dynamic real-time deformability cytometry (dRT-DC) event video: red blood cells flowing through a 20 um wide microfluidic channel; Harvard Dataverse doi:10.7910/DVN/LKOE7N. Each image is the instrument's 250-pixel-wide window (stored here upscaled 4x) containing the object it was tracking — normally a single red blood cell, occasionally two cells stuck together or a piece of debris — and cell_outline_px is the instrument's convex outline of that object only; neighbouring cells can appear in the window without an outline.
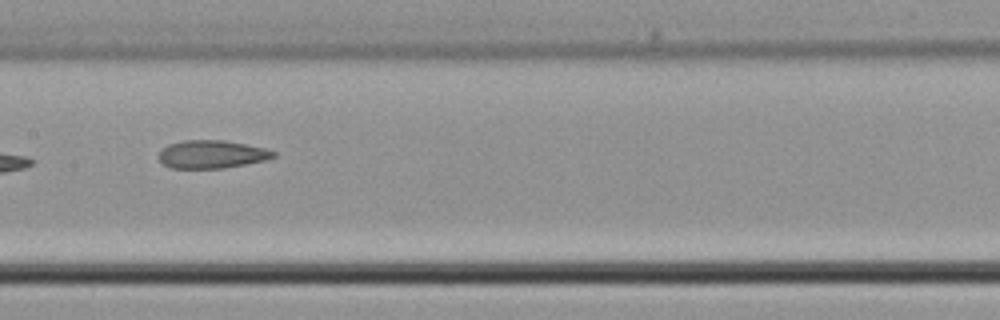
{"species": "common noctule bat (a hibernating species)", "species_latin": "Nyctalus noctula", "temperature_condition": "cold", "stored_images_in_passage": 5, "camera_frame_rate_fps": 3000, "um_per_image_px": 0.085, "animal": {"sex": "male", "body_mass_g": 21.5, "forearm_length_mm": 52.0}, "frame": {"image": 1, "passage_image": 5, "time_ms": 1.333, "image_size_px": [1000, 320], "cell_outline_px": [[276, 156], [264, 160], [224, 168], [172, 168], [164, 164], [156, 156], [160, 148], [168, 144], [184, 140], [224, 140], [264, 148], [276, 152]], "centroid_in_image_um": [17.93, 13.11], "position_along_channel_um": 189.5, "area_um2": 18.73}}